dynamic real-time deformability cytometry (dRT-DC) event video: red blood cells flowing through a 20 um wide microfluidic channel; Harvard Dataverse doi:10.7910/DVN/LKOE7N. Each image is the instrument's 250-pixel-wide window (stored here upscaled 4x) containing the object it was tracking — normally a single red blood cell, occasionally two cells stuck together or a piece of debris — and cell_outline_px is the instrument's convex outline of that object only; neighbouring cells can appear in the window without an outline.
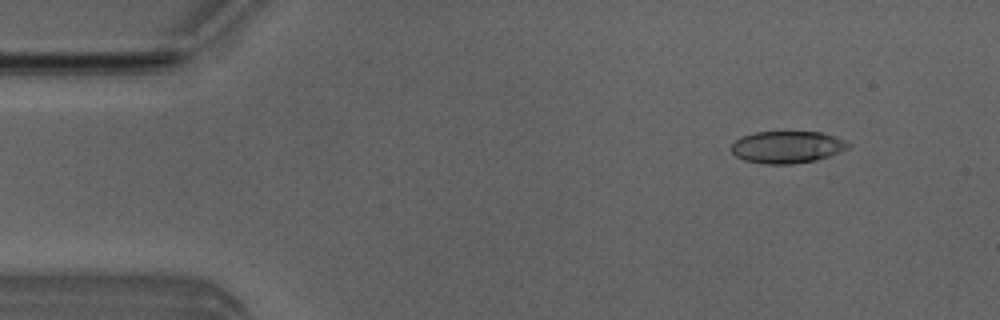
{"species": "Egyptian fruit bat (a non-hibernating species)", "species_latin": "Rousettus aegyptiacus", "temperature_condition": "room temperature", "stored_images_in_passage": 15, "camera_frame_rate_fps": 3000, "um_per_image_px": 0.085, "animal": {"sex": "male"}, "frame": {"image": 1, "passage_image": 5, "time_ms": 1.333, "image_size_px": [1000, 320], "cell_outline_px": [[852, 144], [848, 148], [828, 156], [816, 160], [792, 164], [764, 164], [744, 160], [736, 156], [732, 152], [732, 144], [736, 140], [744, 136], [756, 132], [820, 132], [844, 140]], "centroid_in_image_um": [66.9, 12.51], "position_along_channel_um": 18.1, "area_um2": 21.62}}